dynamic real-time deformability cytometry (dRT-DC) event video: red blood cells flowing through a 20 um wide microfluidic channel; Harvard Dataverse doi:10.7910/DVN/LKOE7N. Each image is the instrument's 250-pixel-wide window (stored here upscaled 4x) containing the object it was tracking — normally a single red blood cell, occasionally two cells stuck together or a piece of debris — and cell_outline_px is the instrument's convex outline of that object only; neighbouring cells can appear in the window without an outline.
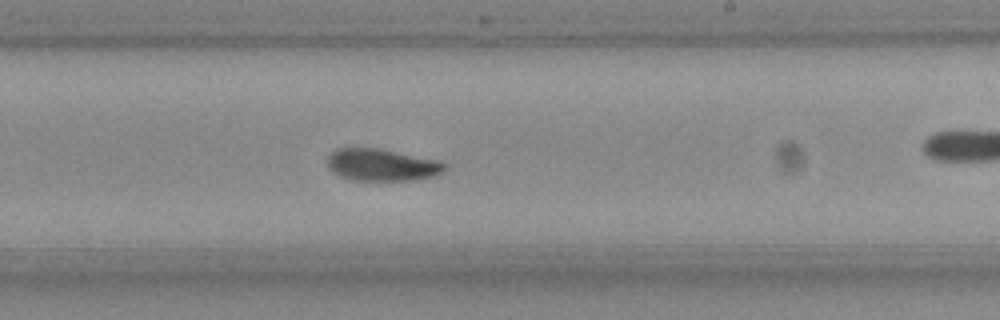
{"species": "Egyptian fruit bat (a non-hibernating species)", "species_latin": "Rousettus aegyptiacus", "temperature_condition": "room temperature", "stored_images_in_passage": 54, "camera_frame_rate_fps": 3000, "um_per_image_px": 0.085, "frame": {"image": 1, "passage_image": 31, "time_ms": 10.0, "image_size_px": [1000, 320], "cell_outline_px": [[448, 168], [444, 172], [436, 176], [416, 180], [352, 180], [340, 176], [332, 172], [328, 168], [328, 156], [336, 148], [376, 148], [436, 160], [444, 164]], "centroid_in_image_um": [32.45, 14.03], "position_along_channel_um": 256.6, "area_um2": 21.85}}
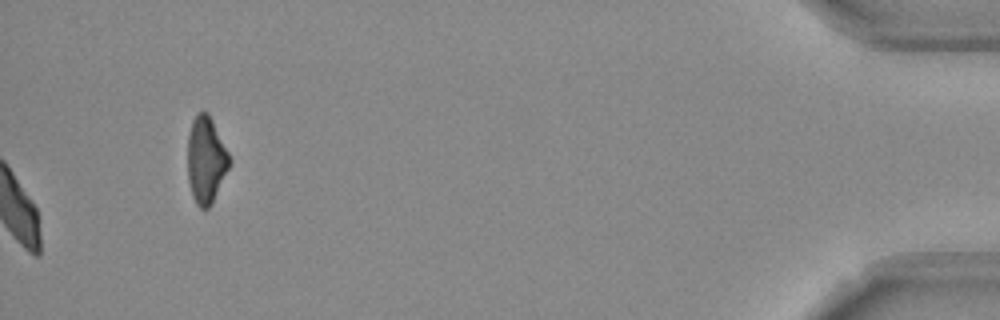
{"frame": {"image": 2, "passage_image": 54, "time_ms": 17.667, "image_size_px": [1000, 320], "cell_outline_px": [[232, 164], [212, 204], [208, 208], [200, 208], [196, 204], [192, 196], [188, 180], [188, 136], [192, 120], [196, 112], [208, 112], [232, 160]], "centroid_in_image_um": [17.52, 13.62], "position_along_channel_um": 417.7, "area_um2": 21.39}, "authors_computed_cell_mechanics": {"area_um2": 21.5594, "velocity_mm_per_s": 3.7543, "shape_relaxation_time_tau1_ms": 4.389, "shape_relaxation_time_tau2_ms": 3.5106, "deformation_change_tau1": 0.1354, "deformation_change_tau2": 0.0786}}